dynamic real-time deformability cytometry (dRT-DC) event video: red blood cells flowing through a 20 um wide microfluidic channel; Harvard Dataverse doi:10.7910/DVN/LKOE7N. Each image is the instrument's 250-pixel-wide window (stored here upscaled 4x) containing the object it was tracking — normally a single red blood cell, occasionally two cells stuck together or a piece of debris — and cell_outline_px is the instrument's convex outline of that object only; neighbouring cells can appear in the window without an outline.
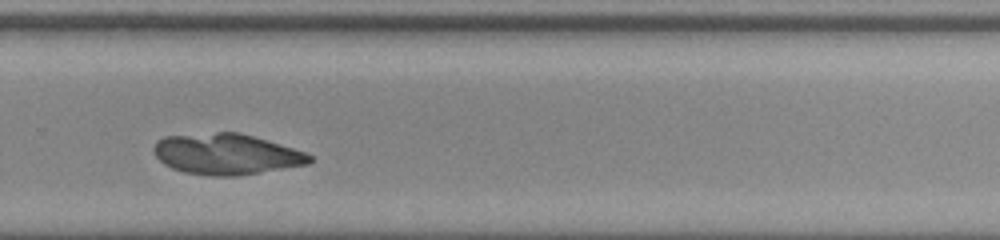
{"species": "common noctule bat (a hibernating species)", "species_latin": "Nyctalus noctula", "temperature_condition": "room temperature", "stored_images_in_passage": 28, "segment_of_instrument_passage": [3, 3], "camera_frame_rate_fps": 3000, "um_per_image_px": 0.085, "animal": {"sex": "male", "body_mass_g": 20.0, "forearm_length_mm": 53.3}, "frame": {"image": 1, "passage_image": 21, "time_ms": 6.667, "image_size_px": [1000, 240], "cell_outline_px": [[248, 172], [200, 172], [180, 168], [164, 160], [156, 152], [156, 148], [164, 140], [192, 140], [200, 144]], "centroid_in_image_um": [16.54, 13.36], "position_along_channel_um": 313.3, "area_um2": 12.54}}
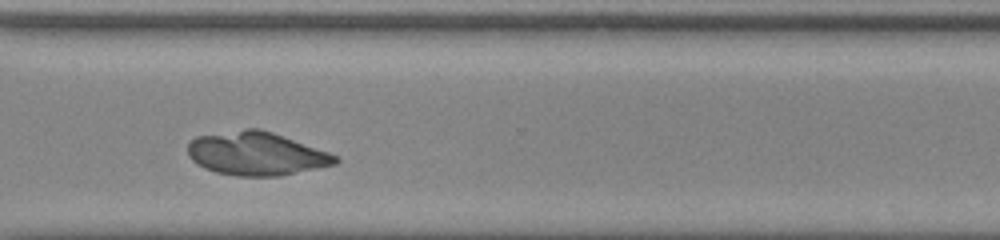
{"frame": {"image": 2, "passage_image": 24, "time_ms": 7.667, "image_size_px": [1000, 240], "cell_outline_px": [[284, 172], [224, 172], [212, 168], [196, 160], [192, 156], [192, 144], [196, 140], [232, 140]], "centroid_in_image_um": [19.51, 13.36], "position_along_channel_um": 351.1, "area_um2": 13.7}}